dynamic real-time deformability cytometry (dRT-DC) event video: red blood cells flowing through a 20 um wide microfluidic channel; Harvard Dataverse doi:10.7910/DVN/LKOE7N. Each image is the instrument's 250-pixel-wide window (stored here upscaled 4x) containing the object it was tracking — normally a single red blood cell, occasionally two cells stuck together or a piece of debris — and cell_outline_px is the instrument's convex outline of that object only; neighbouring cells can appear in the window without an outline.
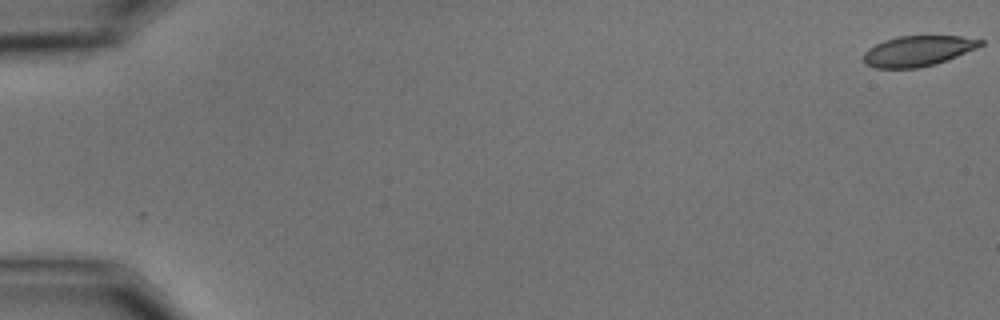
{"species": "common noctule bat (a hibernating species)", "species_latin": "Nyctalus noctula", "temperature_condition": "cold", "stored_images_in_passage": 58, "camera_frame_rate_fps": 3000, "um_per_image_px": 0.085, "animal": {"sex": "male", "body_mass_g": 15.6}, "frame": {"image": 1, "passage_image": 1, "time_ms": 0.0, "image_size_px": [1000, 320], "cell_outline_px": [[984, 44], [976, 48], [936, 64], [916, 68], [876, 68], [864, 64], [864, 52], [868, 48], [884, 40], [896, 36], [960, 36], [984, 40]], "centroid_in_image_um": [78.0, 4.33], "position_along_channel_um": 7.0, "area_um2": 20.69}}
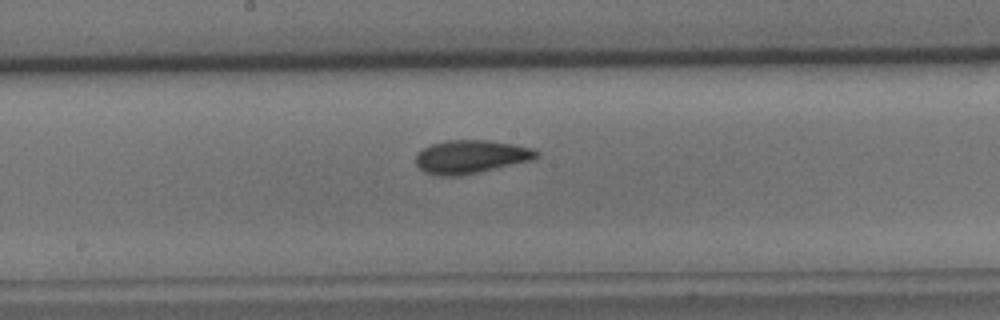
{"frame": {"image": 2, "passage_image": 32, "time_ms": 10.333, "image_size_px": [1000, 320], "cell_outline_px": [[540, 156], [532, 160], [460, 176], [440, 176], [424, 172], [416, 164], [416, 156], [424, 148], [432, 144], [448, 140], [488, 140], [516, 144], [532, 148], [540, 152]], "centroid_in_image_um": [40.06, 13.32], "position_along_channel_um": 208.1, "area_um2": 23.41}}
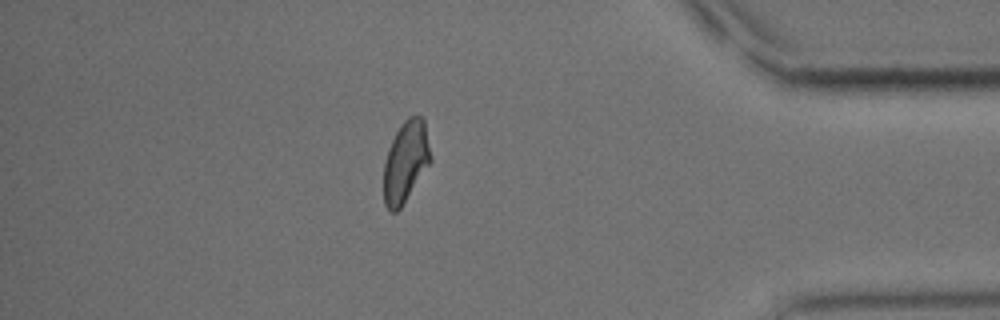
{"frame": {"image": 3, "passage_image": 51, "time_ms": 16.667, "image_size_px": [1000, 320], "cell_outline_px": [[432, 160], [400, 208], [396, 212], [392, 212], [384, 204], [384, 160], [388, 148], [396, 132], [404, 120], [408, 116], [420, 116], [424, 120], [432, 156]], "centroid_in_image_um": [34.48, 13.72], "position_along_channel_um": 400.7, "area_um2": 22.08}, "authors_computed_cell_mechanics": {"area_um2": 22.5131, "velocity_mm_per_s": 3.5298, "shape_relaxation_time_tau1_ms": 4.2541, "shape_relaxation_time_tau2_ms": 1.9322, "deformation_change_tau1": 0.1332, "deformation_change_tau2": 0.0799}}